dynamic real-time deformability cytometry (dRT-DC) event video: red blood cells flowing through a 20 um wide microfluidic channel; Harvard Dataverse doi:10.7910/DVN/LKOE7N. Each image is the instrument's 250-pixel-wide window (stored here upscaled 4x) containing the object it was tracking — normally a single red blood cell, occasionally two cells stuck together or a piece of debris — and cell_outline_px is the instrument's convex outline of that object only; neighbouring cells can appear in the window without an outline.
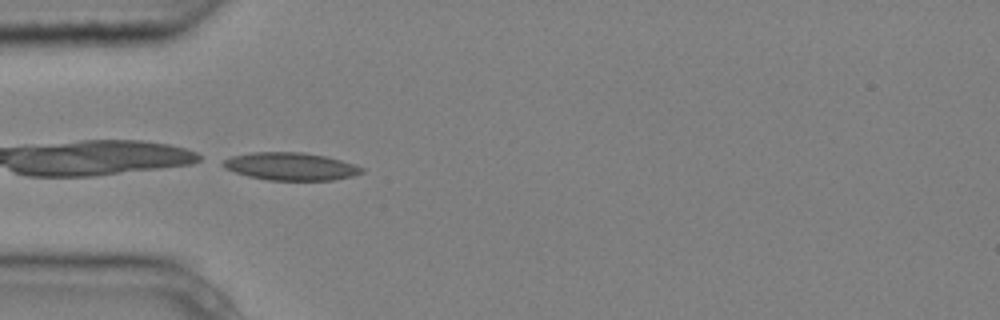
{"species": "common noctule bat (a hibernating species)", "species_latin": "Nyctalus noctula", "temperature_condition": "cold", "stored_images_in_passage": 5, "camera_frame_rate_fps": 3000, "um_per_image_px": 0.085, "animal": {"sex": "male", "body_mass_g": 20.4}, "frame": {"image": 1, "passage_image": 4, "time_ms": 1.0, "image_size_px": [1000, 320], "cell_outline_px": [[364, 172], [352, 176], [332, 180], [268, 180], [248, 176], [224, 168], [220, 164], [224, 160], [232, 156], [248, 152], [304, 152], [324, 156], [340, 160], [364, 168]], "centroid_in_image_um": [24.67, 14.14], "position_along_channel_um": 60.3, "area_um2": 22.31}}
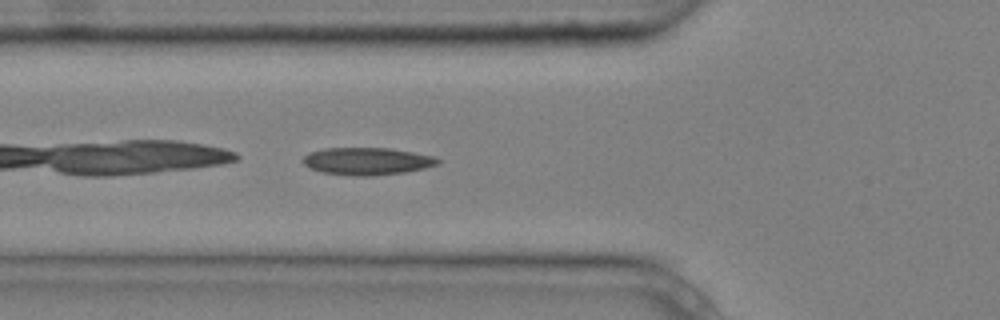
{"frame": {"image": 2, "passage_image": 5, "time_ms": 1.333, "image_size_px": [1000, 320], "cell_outline_px": [[440, 164], [408, 172], [372, 176], [352, 176], [320, 172], [304, 164], [304, 156], [308, 152], [324, 148], [388, 148], [412, 152], [432, 156], [440, 160]], "centroid_in_image_um": [31.2, 13.71], "position_along_channel_um": 94.6, "area_um2": 21.56}}